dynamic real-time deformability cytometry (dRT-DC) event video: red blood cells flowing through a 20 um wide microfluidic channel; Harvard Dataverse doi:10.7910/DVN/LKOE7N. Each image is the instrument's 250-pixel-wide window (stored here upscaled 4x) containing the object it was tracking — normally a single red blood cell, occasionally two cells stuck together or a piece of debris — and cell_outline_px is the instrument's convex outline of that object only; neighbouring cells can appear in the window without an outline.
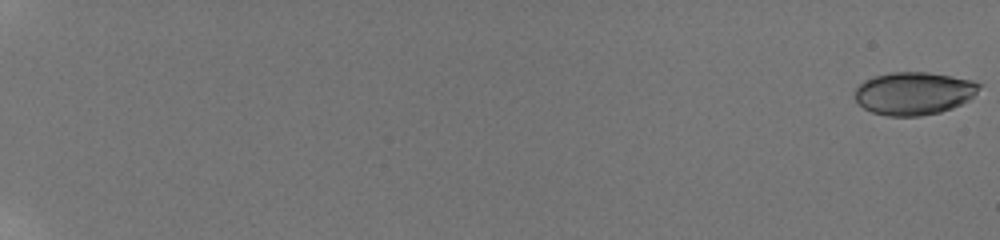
{"species": "human", "species_latin": "Homo sapiens", "temperature_condition": "room temperature", "stored_images_in_passage": 60, "camera_frame_rate_fps": 3000, "um_per_image_px": 0.085, "donor": {"sex": "male"}, "frame": {"image": 1, "passage_image": 1, "time_ms": 0.0, "image_size_px": [1000, 240], "cell_outline_px": [[980, 84], [976, 92], [968, 100], [952, 108], [940, 112], [920, 116], [888, 116], [872, 112], [864, 108], [856, 100], [856, 88], [864, 80], [888, 72], [928, 72], [952, 76], [972, 80]], "centroid_in_image_um": [77.67, 7.93], "position_along_channel_um": 7.3, "area_um2": 30.81}}
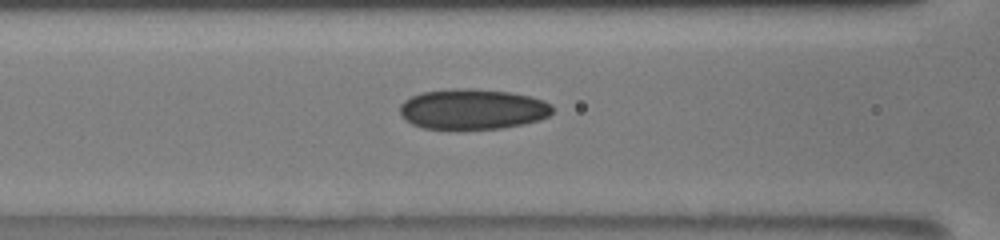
{"frame": {"image": 2, "passage_image": 31, "time_ms": 10.0, "image_size_px": [1000, 240], "cell_outline_px": [[552, 112], [548, 116], [540, 120], [524, 124], [500, 128], [456, 132], [424, 128], [412, 124], [404, 120], [400, 116], [400, 104], [404, 100], [412, 96], [424, 92], [456, 88], [472, 88], [508, 92], [528, 96], [544, 100], [552, 104]], "centroid_in_image_um": [40.13, 9.32], "position_along_channel_um": 126.5, "area_um2": 36.88}}
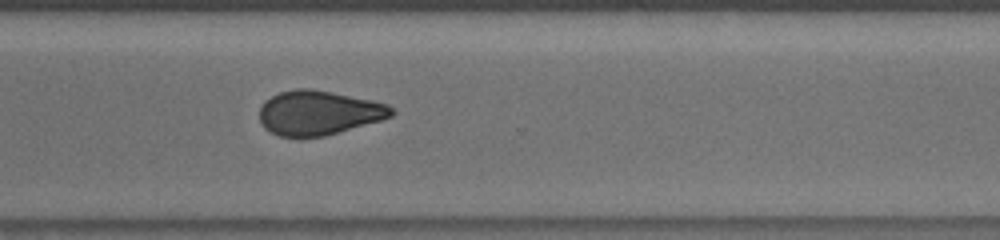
{"frame": {"image": 3, "passage_image": 48, "time_ms": 15.667, "image_size_px": [1000, 240], "cell_outline_px": [[396, 112], [392, 116], [380, 120], [324, 136], [280, 136], [264, 128], [260, 120], [260, 108], [264, 100], [280, 92], [296, 88], [308, 88], [332, 92], [388, 104]], "centroid_in_image_um": [27.07, 9.57], "position_along_channel_um": 343.5, "area_um2": 33.76}, "authors_computed_cell_mechanics": {"area_um2": 33.6107, "velocity_mm_per_s": 3.8358, "shape_relaxation_time_tau1_ms": 8.3189, "shape_relaxation_time_tau2_ms": 3.7264, "deformation_change_tau1": 0.1423, "deformation_change_tau2": 0.0854}}